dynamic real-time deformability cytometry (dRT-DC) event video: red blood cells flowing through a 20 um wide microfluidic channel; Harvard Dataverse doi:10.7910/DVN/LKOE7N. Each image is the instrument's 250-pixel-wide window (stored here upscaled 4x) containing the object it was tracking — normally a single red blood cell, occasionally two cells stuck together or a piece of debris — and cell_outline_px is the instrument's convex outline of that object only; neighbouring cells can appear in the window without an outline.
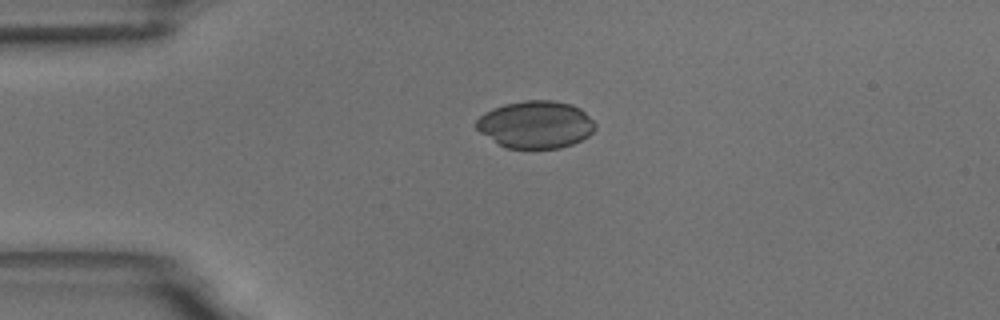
{"species": "common noctule bat (a hibernating species)", "species_latin": "Nyctalus noctula", "temperature_condition": "room temperature", "stored_images_in_passage": 45, "camera_frame_rate_fps": 3000, "um_per_image_px": 0.085, "animal": {"sex": "male", "body_mass_g": 18.8}, "frame": {"image": 1, "passage_image": 1, "time_ms": 0.0, "image_size_px": [1000, 320], "cell_outline_px": [[596, 128], [588, 136], [572, 144], [560, 148], [508, 148], [500, 144], [480, 132], [476, 128], [476, 120], [484, 112], [492, 108], [504, 104], [524, 100], [552, 100], [572, 104], [580, 108], [596, 124]], "centroid_in_image_um": [45.53, 10.57], "position_along_channel_um": 39.5, "area_um2": 32.71}}
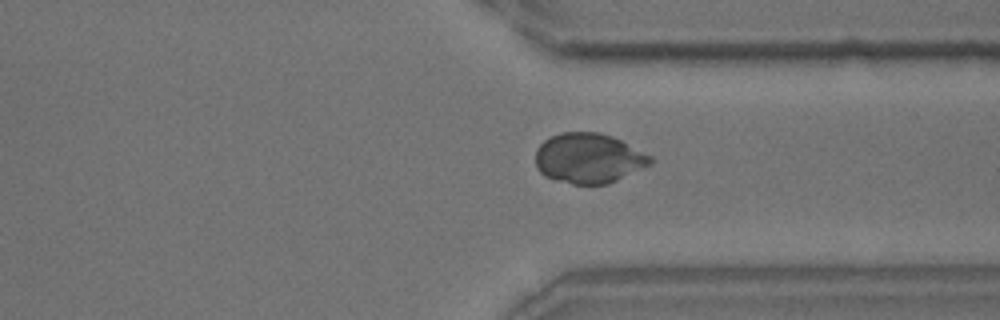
{"frame": {"image": 2, "passage_image": 31, "time_ms": 10.0, "image_size_px": [1000, 320], "cell_outline_px": [[652, 164], [608, 184], [572, 184], [556, 180], [544, 176], [536, 168], [536, 148], [544, 140], [560, 132], [600, 132], [612, 136], [652, 156]], "centroid_in_image_um": [50.02, 13.45], "position_along_channel_um": 361.4, "area_um2": 33.58}}
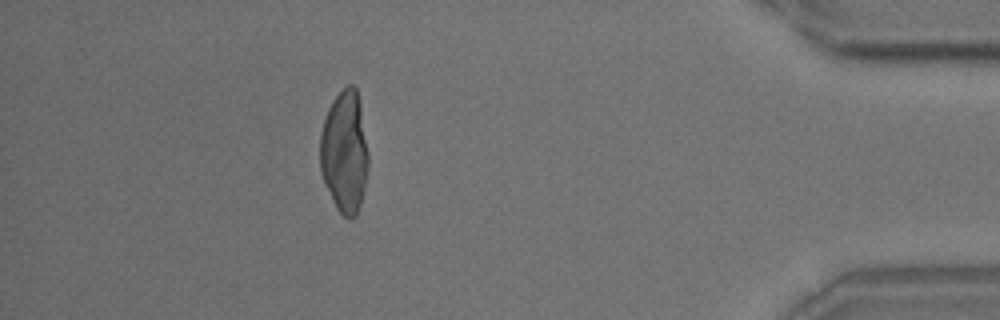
{"frame": {"image": 3, "passage_image": 39, "time_ms": 12.667, "image_size_px": [1000, 320], "cell_outline_px": [[368, 168], [364, 188], [360, 204], [356, 216], [352, 220], [348, 220], [336, 208], [324, 184], [320, 172], [320, 132], [328, 108], [332, 100], [348, 84], [352, 84], [356, 88], [360, 104], [368, 152]], "centroid_in_image_um": [29.28, 12.94], "position_along_channel_um": 405.9, "area_um2": 34.56}}